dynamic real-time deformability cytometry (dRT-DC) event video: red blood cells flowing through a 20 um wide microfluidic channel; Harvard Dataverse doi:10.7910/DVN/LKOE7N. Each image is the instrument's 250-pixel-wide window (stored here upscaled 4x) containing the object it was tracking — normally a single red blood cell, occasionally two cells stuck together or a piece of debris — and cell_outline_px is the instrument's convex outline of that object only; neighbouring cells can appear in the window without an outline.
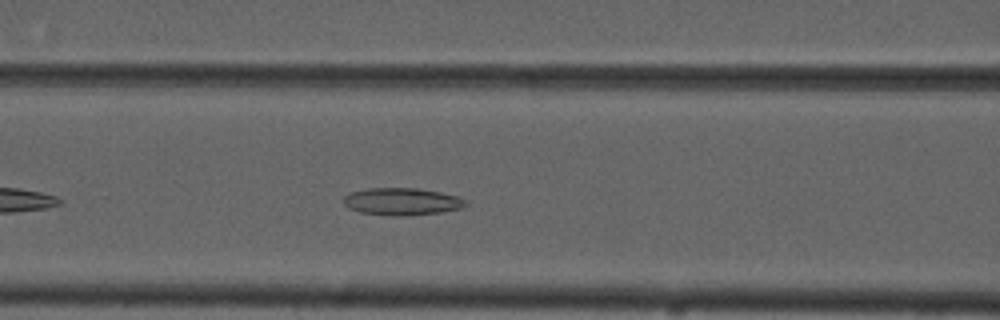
{"species": "common noctule bat (a hibernating species)", "species_latin": "Nyctalus noctula", "temperature_condition": "cold", "stored_images_in_passage": 35, "camera_frame_rate_fps": 3000, "um_per_image_px": 0.085, "animal": {"sex": "male", "forearm_length_mm": 52.5}, "frame": {"image": 1, "passage_image": 10, "time_ms": 3.0, "image_size_px": [1000, 320], "cell_outline_px": [[468, 204], [464, 208], [440, 212], [408, 216], [388, 216], [360, 212], [348, 208], [344, 204], [344, 196], [352, 192], [368, 188], [416, 188], [440, 192], [460, 196], [468, 200]], "centroid_in_image_um": [34.22, 17.14], "position_along_channel_um": 132.4, "area_um2": 19.71}}
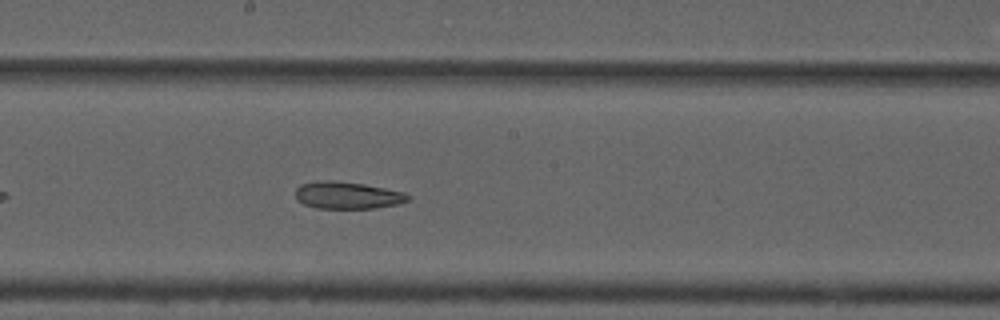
{"frame": {"image": 2, "passage_image": 17, "time_ms": 5.333, "image_size_px": [1000, 320], "cell_outline_px": [[408, 200], [396, 204], [376, 208], [316, 208], [304, 204], [296, 200], [296, 188], [300, 184], [316, 180], [332, 180], [364, 184], [404, 192], [408, 196]], "centroid_in_image_um": [29.46, 16.59], "position_along_channel_um": 218.7, "area_um2": 17.74}}
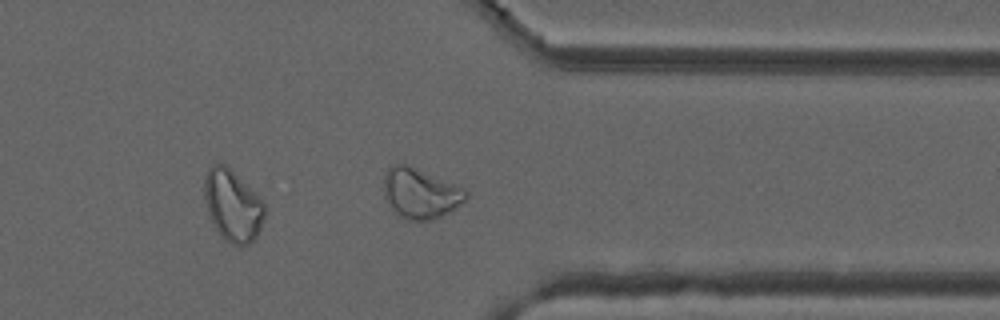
{"frame": {"image": 3, "passage_image": 30, "time_ms": 9.667, "image_size_px": [1000, 320], "cell_outline_px": [[468, 196], [456, 208], [440, 216], [428, 220], [404, 220], [392, 212], [384, 196], [384, 176], [388, 168], [392, 164], [408, 164], [464, 188], [468, 192]], "centroid_in_image_um": [35.69, 16.44], "position_along_channel_um": 375.7, "area_um2": 24.16}, "authors_computed_cell_mechanics": {"area_um2": 19.652, "velocity_mm_per_s": 3.7117, "shape_relaxation_time_tau1_ms": null, "shape_relaxation_time_tau2_ms": 6.8093, "deformation_change_tau1": null, "deformation_change_tau2": 0.1561}}